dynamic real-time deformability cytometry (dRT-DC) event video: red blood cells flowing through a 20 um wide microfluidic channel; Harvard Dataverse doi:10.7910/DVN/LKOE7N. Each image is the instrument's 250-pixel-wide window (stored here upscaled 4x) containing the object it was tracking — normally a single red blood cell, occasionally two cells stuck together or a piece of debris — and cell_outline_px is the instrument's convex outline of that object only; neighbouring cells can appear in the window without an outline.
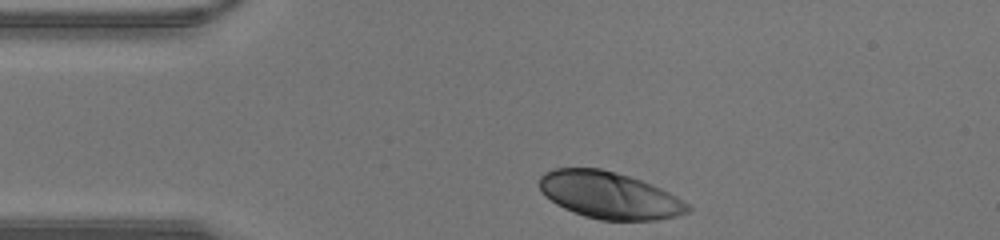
{"species": "human", "species_latin": "Homo sapiens", "temperature_condition": "warm", "stored_images_in_passage": 26, "camera_frame_rate_fps": 3000, "um_per_image_px": 0.085, "donor": {"sex": "male"}, "frame": {"image": 1, "passage_image": 1, "time_ms": 0.0, "image_size_px": [1000, 240], "cell_outline_px": [[692, 208], [688, 212], [676, 216], [656, 220], [600, 220], [584, 216], [564, 208], [556, 204], [540, 188], [540, 176], [544, 172], [556, 168], [600, 168], [616, 172], [640, 180], [660, 188], [676, 196], [688, 204]], "centroid_in_image_um": [51.8, 16.6], "position_along_channel_um": 33.2, "area_um2": 40.11}}
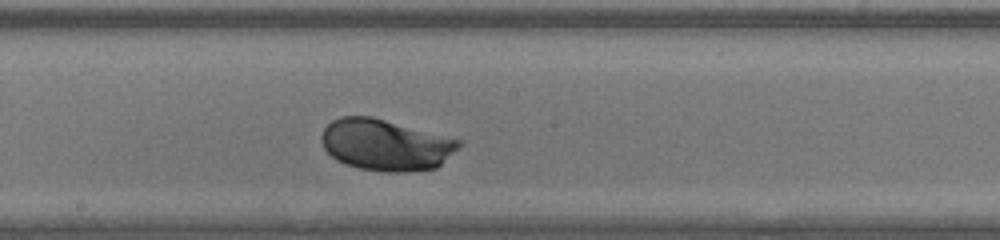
{"frame": {"image": 2, "passage_image": 15, "time_ms": 4.667, "image_size_px": [1000, 240], "cell_outline_px": [[464, 140], [460, 148], [436, 168], [408, 172], [384, 172], [356, 168], [344, 164], [336, 160], [324, 148], [320, 140], [320, 136], [324, 128], [332, 120], [340, 116], [372, 116]], "centroid_in_image_um": [32.8, 12.31], "position_along_channel_um": 215.4, "area_um2": 41.73}}
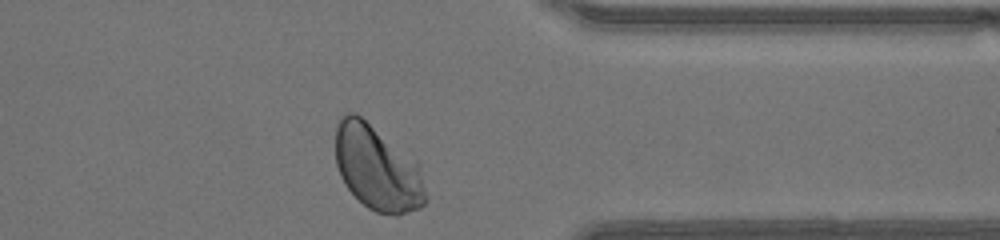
{"frame": {"image": 3, "passage_image": 26, "time_ms": 8.333, "image_size_px": [1000, 240], "cell_outline_px": [[428, 200], [420, 208], [396, 216], [376, 212], [368, 208], [344, 184], [340, 176], [336, 164], [336, 128], [340, 120], [348, 112], [356, 112], [416, 160], [420, 164], [428, 196]], "centroid_in_image_um": [32.11, 14.31], "position_along_channel_um": 379.3, "area_um2": 44.91}}